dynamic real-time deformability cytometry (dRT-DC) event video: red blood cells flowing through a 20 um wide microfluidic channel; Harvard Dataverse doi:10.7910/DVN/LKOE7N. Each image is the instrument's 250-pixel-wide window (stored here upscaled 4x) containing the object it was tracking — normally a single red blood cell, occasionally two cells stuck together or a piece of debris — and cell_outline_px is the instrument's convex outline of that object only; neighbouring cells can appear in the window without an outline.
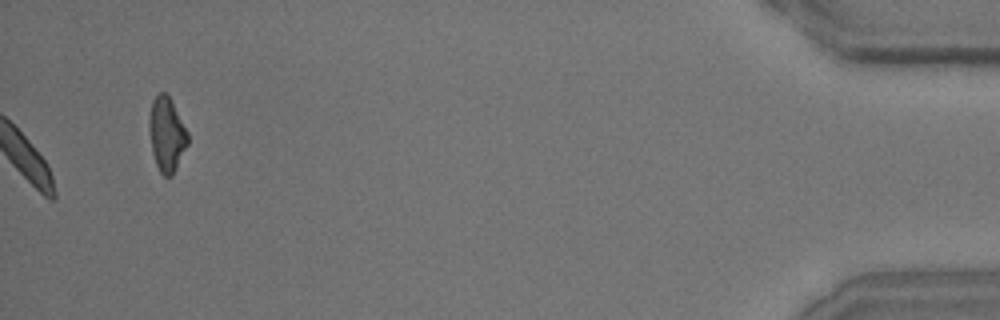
{"species": "common noctule bat (a hibernating species)", "species_latin": "Nyctalus noctula", "temperature_condition": "room temperature", "stored_images_in_passage": 43, "camera_frame_rate_fps": 3000, "um_per_image_px": 0.085, "animal": {"sex": "male", "body_mass_g": 15.6}, "frame": {"image": 1, "passage_image": 43, "time_ms": 14.0, "image_size_px": [1000, 320], "cell_outline_px": [[188, 144], [172, 176], [164, 176], [160, 172], [156, 164], [152, 152], [148, 128], [148, 120], [152, 100], [160, 92], [164, 92], [168, 96], [188, 132]], "centroid_in_image_um": [14.15, 11.43], "position_along_channel_um": 421.1, "area_um2": 16.59}, "authors_computed_cell_mechanics": {"area_um2": 17.7446, "velocity_mm_per_s": 3.5987, "shape_relaxation_time_tau1_ms": 3.3742, "shape_relaxation_time_tau2_ms": 1.2497, "deformation_change_tau1": 0.1063, "deformation_change_tau2": 0.0505}}